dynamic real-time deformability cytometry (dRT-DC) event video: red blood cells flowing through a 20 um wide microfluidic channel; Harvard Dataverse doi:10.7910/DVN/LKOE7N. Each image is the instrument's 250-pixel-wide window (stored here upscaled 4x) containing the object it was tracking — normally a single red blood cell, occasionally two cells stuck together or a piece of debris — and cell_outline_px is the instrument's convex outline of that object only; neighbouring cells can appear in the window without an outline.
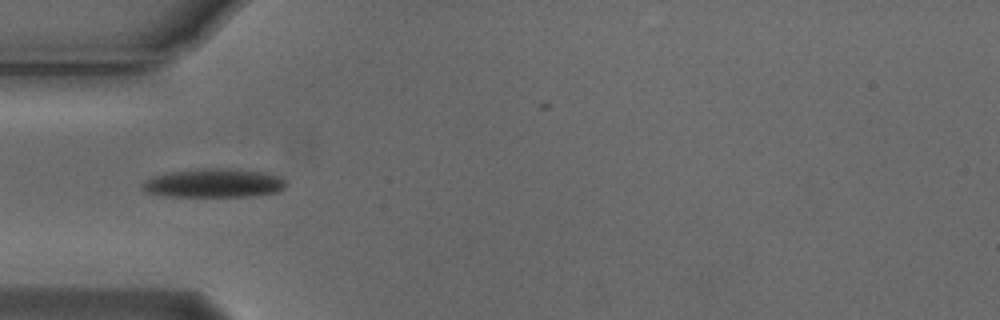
{"species": "Egyptian fruit bat (a non-hibernating species)", "species_latin": "Rousettus aegyptiacus", "temperature_condition": "cold", "stored_images_in_passage": 4, "camera_frame_rate_fps": 3000, "um_per_image_px": 0.085, "animal": {"sex": "male"}, "frame": {"image": 1, "passage_image": 1, "time_ms": 0.0, "image_size_px": [1000, 320], "cell_outline_px": [[288, 184], [284, 188], [276, 192], [248, 196], [168, 196], [144, 192], [140, 188], [140, 184], [144, 180], [152, 176], [172, 172], [204, 168], [224, 168], [268, 172], [280, 176]], "centroid_in_image_um": [18.16, 15.56], "position_along_channel_um": 66.8, "area_um2": 24.22}}
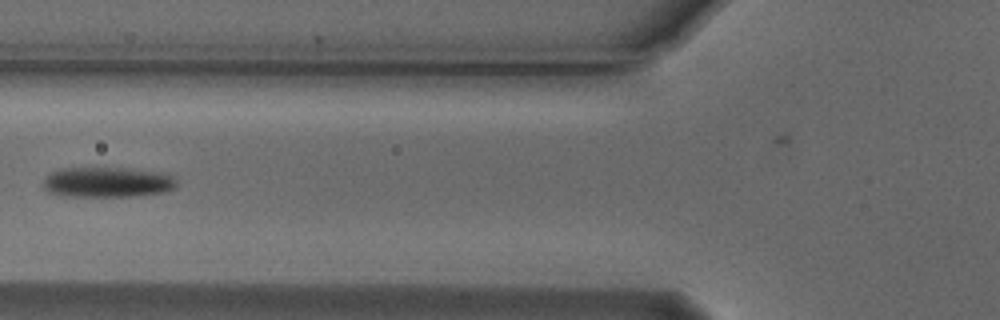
{"frame": {"image": 2, "passage_image": 2, "time_ms": 0.333, "image_size_px": [1000, 320], "cell_outline_px": [[176, 184], [172, 188], [164, 192], [132, 196], [60, 196], [48, 192], [44, 188], [44, 180], [52, 172], [60, 168], [120, 168], [164, 172], [172, 176], [176, 180]], "centroid_in_image_um": [9.11, 15.48], "position_along_channel_um": 116.7, "area_um2": 23.41}}
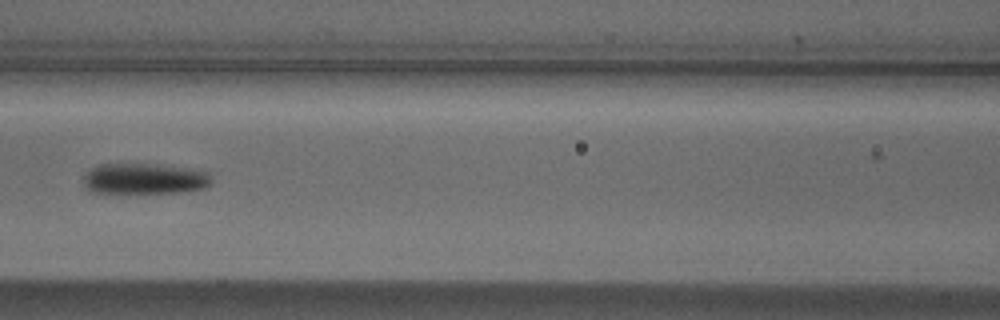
{"frame": {"image": 3, "passage_image": 3, "time_ms": 0.667, "image_size_px": [1000, 320], "cell_outline_px": [[212, 180], [204, 188], [184, 192], [136, 196], [88, 192], [84, 184], [84, 176], [96, 164], [156, 164], [208, 172]], "centroid_in_image_um": [12.2, 15.26], "position_along_channel_um": 154.4, "area_um2": 24.04}}